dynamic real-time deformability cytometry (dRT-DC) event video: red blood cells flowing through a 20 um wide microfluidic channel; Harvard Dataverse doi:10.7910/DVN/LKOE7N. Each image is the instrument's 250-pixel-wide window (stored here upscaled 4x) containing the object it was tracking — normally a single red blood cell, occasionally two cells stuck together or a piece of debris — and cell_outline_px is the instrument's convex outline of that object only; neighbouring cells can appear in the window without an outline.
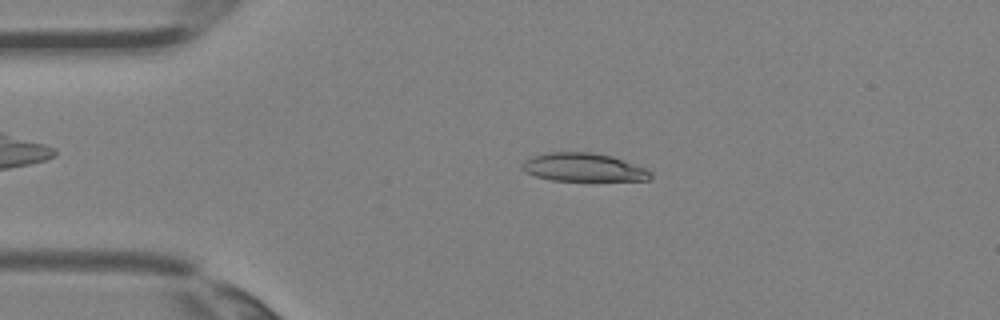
{"species": "Egyptian fruit bat (a non-hibernating species)", "species_latin": "Rousettus aegyptiacus", "temperature_condition": "room temperature", "stored_images_in_passage": 2, "camera_frame_rate_fps": 3000, "um_per_image_px": 0.085, "animal": {"sex": "female"}, "frame": {"image": 1, "passage_image": 1, "time_ms": 0.0, "image_size_px": [1000, 320], "cell_outline_px": [[652, 176], [648, 180], [552, 180], [536, 176], [524, 172], [520, 168], [520, 164], [524, 160], [532, 156], [548, 152], [592, 152], [612, 156], [644, 168], [652, 172]], "centroid_in_image_um": [49.53, 14.21], "position_along_channel_um": 35.5, "area_um2": 21.1}}